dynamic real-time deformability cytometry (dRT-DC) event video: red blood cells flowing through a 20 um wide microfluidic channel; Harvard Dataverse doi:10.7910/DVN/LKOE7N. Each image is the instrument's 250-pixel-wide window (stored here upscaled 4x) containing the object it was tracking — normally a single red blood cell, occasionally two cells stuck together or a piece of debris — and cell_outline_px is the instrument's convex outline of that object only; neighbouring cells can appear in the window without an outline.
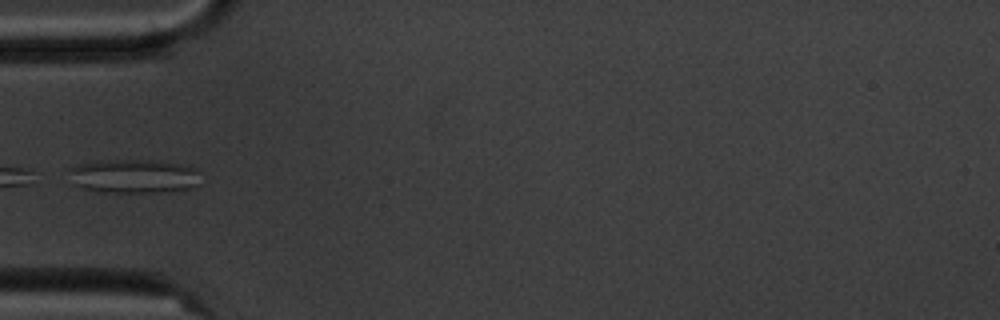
{"species": "common noctule bat (a hibernating species)", "species_latin": "Nyctalus noctula", "temperature_condition": "cold", "stored_images_in_passage": 9, "camera_frame_rate_fps": 3000, "um_per_image_px": 0.085, "animal": {"sex": "male", "body_mass_g": 20.1, "forearm_length_mm": 53.5}, "frame": {"image": 1, "passage_image": 6, "time_ms": 5.667, "image_size_px": [1000, 320], "cell_outline_px": [[200, 184], [192, 188], [168, 192], [96, 192], [80, 188], [72, 184], [68, 168], [76, 164], [96, 160], [160, 160], [200, 168]], "centroid_in_image_um": [11.38, 14.97], "position_along_channel_um": 73.6, "area_um2": 26.99}}
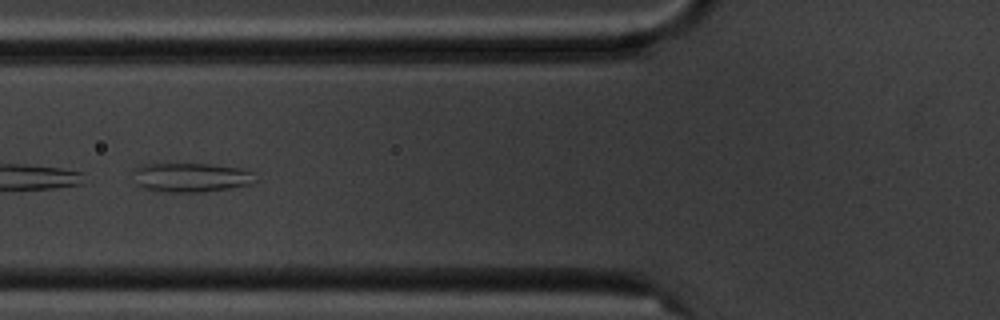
{"frame": {"image": 2, "passage_image": 7, "time_ms": 6.667, "image_size_px": [1000, 320], "cell_outline_px": [[260, 180], [252, 184], [228, 188], [200, 192], [164, 192], [136, 188], [132, 184], [132, 168], [140, 164], [208, 164], [244, 168], [256, 172]], "centroid_in_image_um": [16.19, 15.08], "position_along_channel_um": 109.6, "area_um2": 21.79}}